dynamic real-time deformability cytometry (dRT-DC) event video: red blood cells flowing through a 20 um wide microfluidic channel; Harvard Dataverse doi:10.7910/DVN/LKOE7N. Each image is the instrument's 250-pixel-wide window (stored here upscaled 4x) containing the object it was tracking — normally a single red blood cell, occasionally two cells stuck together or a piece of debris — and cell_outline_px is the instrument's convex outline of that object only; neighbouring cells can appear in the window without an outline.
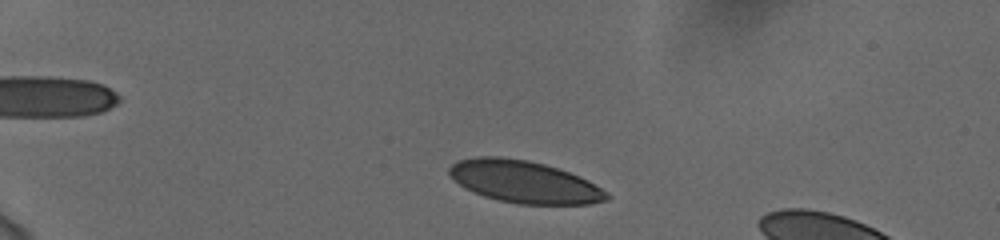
{"species": "human", "species_latin": "Homo sapiens", "temperature_condition": "cold", "stored_images_in_passage": 46, "camera_frame_rate_fps": 3000, "um_per_image_px": 0.085, "donor": {"sex": "female"}, "frame": {"image": 1, "passage_image": 4, "time_ms": 1.0, "image_size_px": [1000, 240], "cell_outline_px": [[612, 196], [608, 200], [588, 204], [516, 204], [484, 196], [464, 188], [448, 172], [448, 168], [452, 164], [460, 160], [476, 156], [500, 156], [528, 160], [544, 164], [580, 176], [588, 180], [608, 192]], "centroid_in_image_um": [44.58, 15.45], "position_along_channel_um": 40.4, "area_um2": 38.67}}
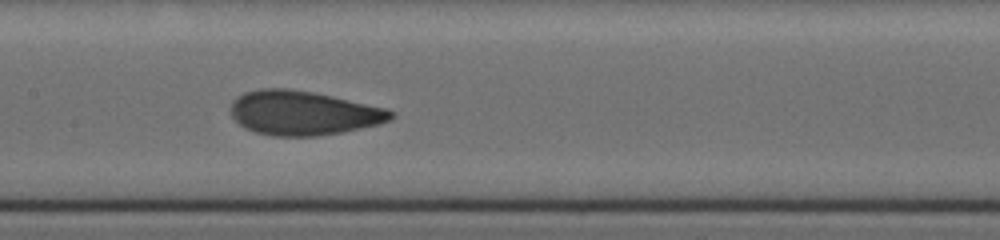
{"frame": {"image": 2, "passage_image": 21, "time_ms": 6.667, "image_size_px": [1000, 240], "cell_outline_px": [[396, 116], [392, 120], [380, 124], [344, 132], [316, 136], [272, 136], [256, 132], [244, 128], [232, 116], [232, 100], [236, 96], [244, 92], [260, 88], [288, 88], [312, 92], [332, 96], [388, 108], [396, 112]], "centroid_in_image_um": [25.82, 9.6], "position_along_channel_um": 181.6, "area_um2": 41.67}}
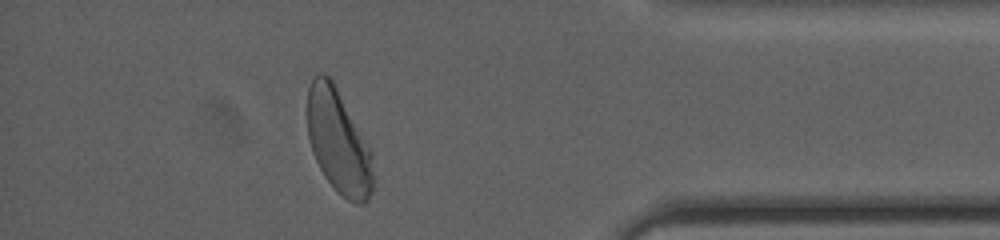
{"frame": {"image": 3, "passage_image": 41, "time_ms": 13.333, "image_size_px": [1000, 240], "cell_outline_px": [[372, 192], [368, 200], [364, 204], [356, 204], [348, 200], [324, 176], [312, 152], [308, 136], [308, 88], [312, 80], [320, 72], [328, 76], [332, 80], [372, 152]], "centroid_in_image_um": [28.77, 12.05], "position_along_channel_um": 406.4, "area_um2": 39.07}, "authors_computed_cell_mechanics": {"area_um2": 40.5467, "velocity_mm_per_s": 3.7359, "shape_relaxation_time_tau1_ms": 3.2031, "shape_relaxation_time_tau2_ms": 0.8913, "deformation_change_tau1": 0.1302, "deformation_change_tau2": 0.0511}}